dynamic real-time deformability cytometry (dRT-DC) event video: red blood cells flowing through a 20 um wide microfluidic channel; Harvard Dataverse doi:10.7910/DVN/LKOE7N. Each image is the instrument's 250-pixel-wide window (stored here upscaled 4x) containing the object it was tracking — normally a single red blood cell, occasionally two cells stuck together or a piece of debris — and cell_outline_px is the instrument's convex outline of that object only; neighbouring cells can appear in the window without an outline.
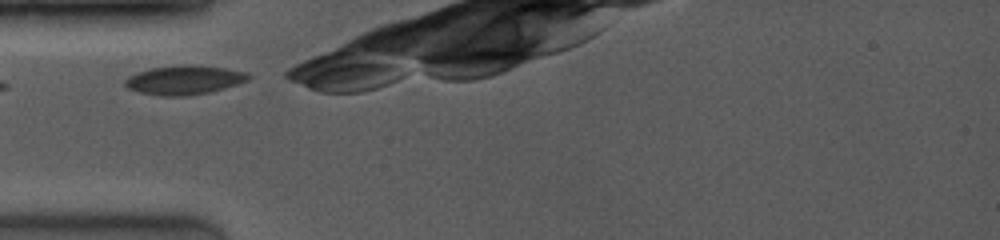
{"species": "common noctule bat (a hibernating species)", "species_latin": "Nyctalus noctula", "temperature_condition": "room temperature", "stored_images_in_passage": 10, "camera_frame_rate_fps": 4000, "um_per_image_px": 0.085, "animal": {"sex": "female", "body_mass_g": 19.0, "forearm_length_mm": 53.3}, "frame": {"image": 1, "passage_image": 1, "time_ms": 0.0, "image_size_px": [1000, 240], "cell_outline_px": [[252, 76], [248, 80], [224, 88], [208, 92], [184, 96], [160, 96], [140, 92], [128, 88], [124, 84], [124, 80], [136, 72], [152, 68], [224, 68], [244, 72]], "centroid_in_image_um": [15.61, 6.86], "position_along_channel_um": 69.4, "area_um2": 19.59}}